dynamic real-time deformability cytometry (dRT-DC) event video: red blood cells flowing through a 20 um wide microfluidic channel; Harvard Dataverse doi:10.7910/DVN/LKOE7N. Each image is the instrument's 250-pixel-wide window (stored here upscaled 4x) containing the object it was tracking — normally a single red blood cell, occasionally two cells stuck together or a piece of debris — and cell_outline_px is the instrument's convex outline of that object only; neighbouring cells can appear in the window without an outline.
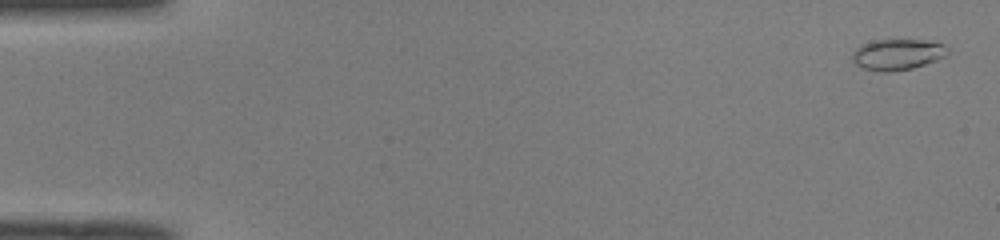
{"species": "common noctule bat (a hibernating species)", "species_latin": "Nyctalus noctula", "temperature_condition": "room temperature", "stored_images_in_passage": 10, "camera_frame_rate_fps": 3000, "um_per_image_px": 0.085, "animal": {"sex": "male", "body_mass_g": 19.0, "forearm_length_mm": 50.8}, "frame": {"image": 1, "passage_image": 2, "time_ms": 0.333, "image_size_px": [1000, 240], "cell_outline_px": [[948, 52], [944, 56], [936, 60], [912, 68], [888, 72], [880, 72], [864, 68], [856, 64], [852, 60], [852, 52], [860, 44], [872, 40], [924, 40], [944, 44], [948, 48]], "centroid_in_image_um": [76.25, 4.62], "position_along_channel_um": 8.8, "area_um2": 17.17}}